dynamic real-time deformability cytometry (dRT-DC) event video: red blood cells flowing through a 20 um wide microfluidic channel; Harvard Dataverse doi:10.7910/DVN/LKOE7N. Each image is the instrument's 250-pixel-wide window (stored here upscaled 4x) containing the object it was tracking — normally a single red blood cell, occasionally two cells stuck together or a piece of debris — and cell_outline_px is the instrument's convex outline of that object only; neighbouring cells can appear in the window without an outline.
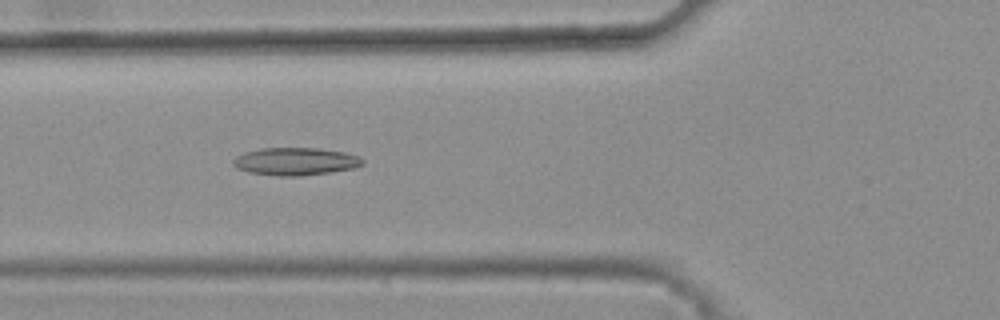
{"species": "common noctule bat (a hibernating species)", "species_latin": "Nyctalus noctula", "temperature_condition": "warm", "stored_images_in_passage": 41, "camera_frame_rate_fps": 3000, "um_per_image_px": 0.085, "animal": {"sex": "female", "body_mass_g": 25.1}, "frame": {"image": 1, "passage_image": 19, "time_ms": 6.0, "image_size_px": [1000, 320], "cell_outline_px": [[364, 164], [356, 168], [332, 172], [300, 176], [276, 176], [248, 172], [236, 168], [232, 164], [232, 160], [236, 156], [244, 152], [260, 148], [320, 148], [344, 152], [360, 156], [364, 160]], "centroid_in_image_um": [25.12, 13.72], "position_along_channel_um": 100.7, "area_um2": 21.21}}
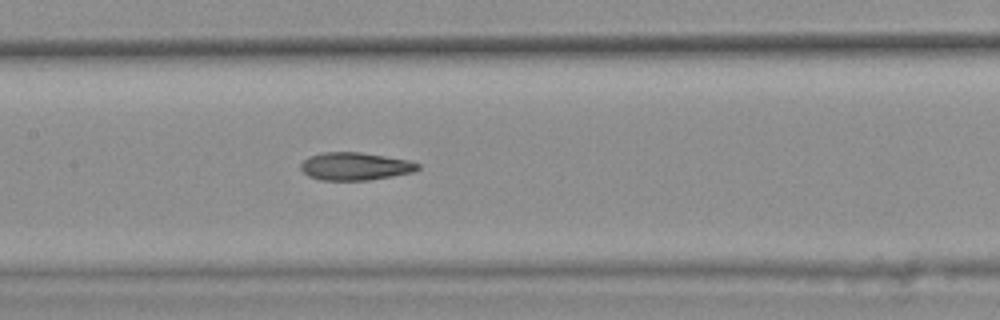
{"frame": {"image": 2, "passage_image": 25, "time_ms": 8.0, "image_size_px": [1000, 320], "cell_outline_px": [[420, 168], [412, 172], [392, 176], [368, 180], [320, 180], [308, 176], [300, 168], [300, 164], [308, 156], [324, 152], [360, 152], [408, 160], [420, 164]], "centroid_in_image_um": [30.16, 14.13], "position_along_channel_um": 177.2, "area_um2": 18.9}}
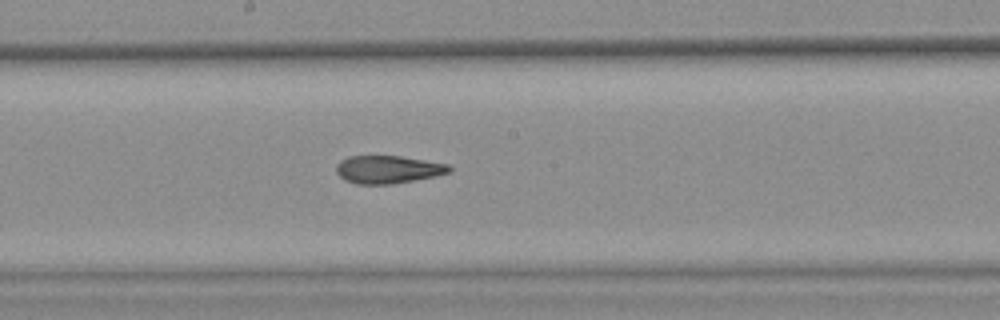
{"frame": {"image": 3, "passage_image": 28, "time_ms": 9.0, "image_size_px": [1000, 320], "cell_outline_px": [[452, 172], [436, 176], [392, 184], [356, 184], [344, 180], [336, 172], [336, 164], [340, 160], [348, 156], [400, 156], [448, 164], [452, 168]], "centroid_in_image_um": [32.97, 14.41], "position_along_channel_um": 215.2, "area_um2": 18.44}, "authors_computed_cell_mechanics": {"area_um2": 19.941, "velocity_mm_per_s": 3.8153, "shape_relaxation_time_tau1_ms": null, "shape_relaxation_time_tau2_ms": 2.7732, "deformation_change_tau1": null, "deformation_change_tau2": 0.1171}}